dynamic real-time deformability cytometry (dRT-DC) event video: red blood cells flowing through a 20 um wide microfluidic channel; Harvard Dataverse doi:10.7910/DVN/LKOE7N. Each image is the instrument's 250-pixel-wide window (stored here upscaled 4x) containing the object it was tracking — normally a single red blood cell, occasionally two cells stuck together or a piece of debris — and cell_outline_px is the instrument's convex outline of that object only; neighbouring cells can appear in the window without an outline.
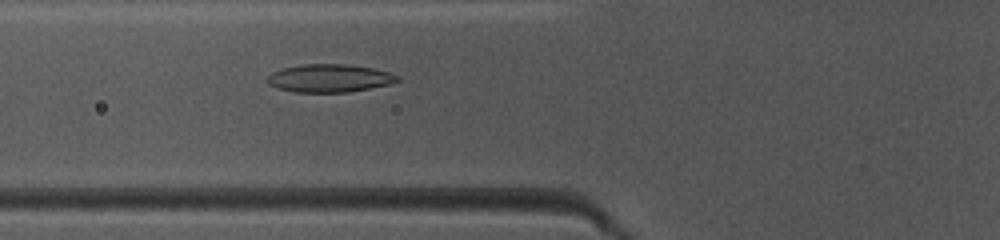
{"species": "common noctule bat (a hibernating species)", "species_latin": "Nyctalus noctula", "temperature_condition": "warm", "stored_images_in_passage": 48, "camera_frame_rate_fps": 3000, "um_per_image_px": 0.085, "animal": {"sex": "female", "body_mass_g": 10.0, "forearm_length_mm": 53.1}, "frame": {"image": 1, "passage_image": 18, "time_ms": 5.667, "image_size_px": [1000, 240], "cell_outline_px": [[400, 80], [388, 84], [348, 92], [296, 92], [276, 88], [268, 84], [268, 76], [272, 72], [280, 68], [300, 64], [344, 64], [372, 68], [388, 72], [400, 76]], "centroid_in_image_um": [27.96, 6.64], "position_along_channel_um": 97.8, "area_um2": 21.15}}
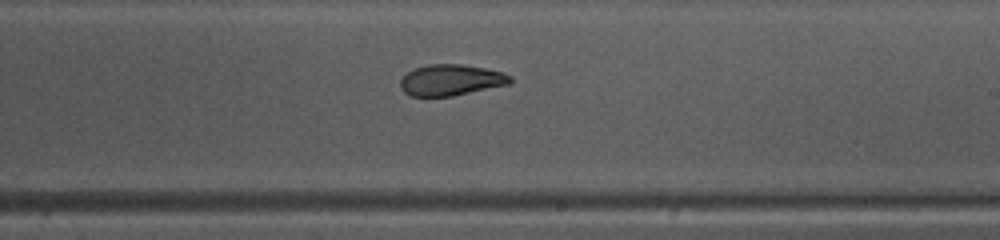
{"frame": {"image": 2, "passage_image": 29, "time_ms": 9.333, "image_size_px": [1000, 240], "cell_outline_px": [[512, 84], [452, 96], [412, 96], [404, 92], [400, 88], [400, 80], [408, 72], [416, 68], [428, 64], [460, 64], [484, 68], [504, 72], [512, 76]], "centroid_in_image_um": [38.37, 6.81], "position_along_channel_um": 250.6, "area_um2": 20.0}}
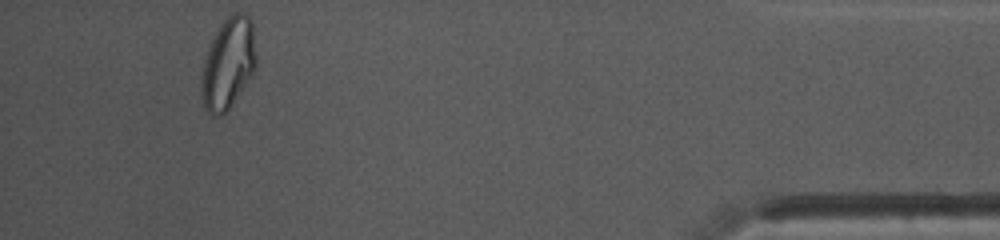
{"frame": {"image": 3, "passage_image": 45, "time_ms": 14.667, "image_size_px": [1000, 240], "cell_outline_px": [[256, 68], [232, 104], [220, 116], [212, 116], [204, 108], [200, 96], [200, 80], [204, 60], [208, 48], [220, 24], [232, 12], [244, 12], [252, 20], [256, 56]], "centroid_in_image_um": [19.38, 5.39], "position_along_channel_um": 415.8, "area_um2": 29.25}, "authors_computed_cell_mechanics": {"area_um2": 22.2819, "velocity_mm_per_s": 4.1507, "shape_relaxation_time_tau1_ms": 7.5164, "shape_relaxation_time_tau2_ms": 2.9342, "deformation_change_tau1": 0.1961, "deformation_change_tau2": 0.0707}}